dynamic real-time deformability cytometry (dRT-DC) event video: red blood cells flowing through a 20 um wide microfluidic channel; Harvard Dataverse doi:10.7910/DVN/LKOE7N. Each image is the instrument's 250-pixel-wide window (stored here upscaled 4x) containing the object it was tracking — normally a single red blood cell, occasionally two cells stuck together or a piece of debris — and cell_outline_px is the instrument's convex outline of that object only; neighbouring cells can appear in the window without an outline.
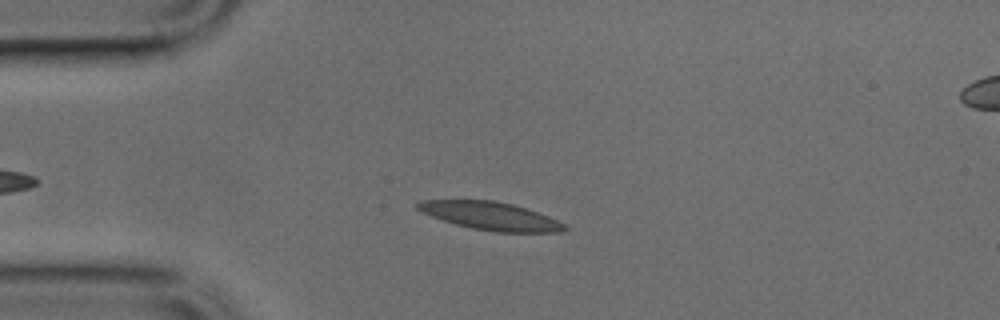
{"species": "common noctule bat (a hibernating species)", "species_latin": "Nyctalus noctula", "temperature_condition": "cold", "stored_images_in_passage": 40, "camera_frame_rate_fps": 3000, "um_per_image_px": 0.085, "animal": {"sex": "male", "body_mass_g": 17.9, "forearm_length_mm": 54.2}, "frame": {"image": 1, "passage_image": 11, "time_ms": 3.333, "image_size_px": [1000, 320], "cell_outline_px": [[568, 228], [560, 232], [496, 232], [472, 228], [456, 224], [420, 212], [416, 208], [416, 204], [424, 200], [492, 200], [512, 204], [548, 216], [564, 224]], "centroid_in_image_um": [41.68, 18.36], "position_along_channel_um": 43.3, "area_um2": 23.64}}
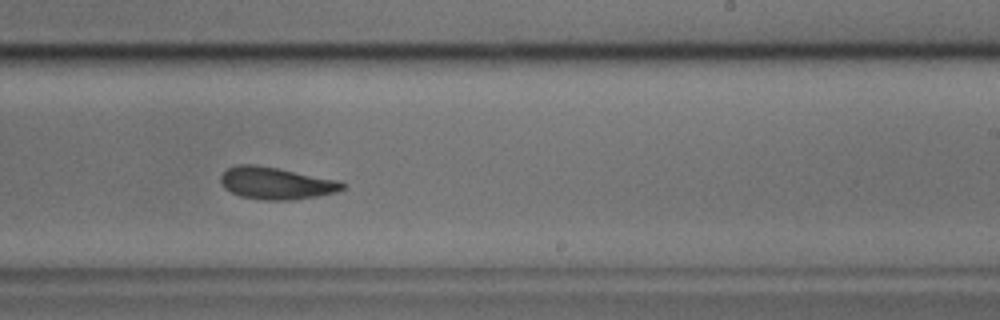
{"frame": {"image": 2, "passage_image": 29, "time_ms": 9.333, "image_size_px": [1000, 320], "cell_outline_px": [[348, 184], [344, 188], [336, 192], [316, 196], [292, 200], [260, 200], [240, 196], [224, 188], [220, 180], [220, 176], [228, 168], [236, 164], [256, 164], [340, 180]], "centroid_in_image_um": [23.48, 15.57], "position_along_channel_um": 265.5, "area_um2": 22.95}}
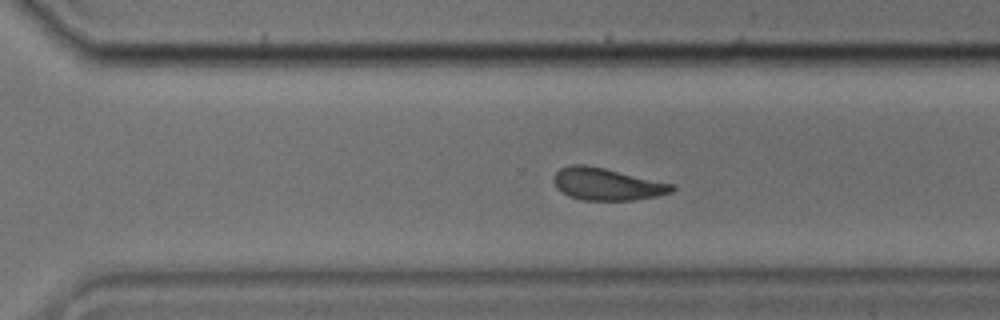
{"frame": {"image": 3, "passage_image": 33, "time_ms": 10.667, "image_size_px": [1000, 320], "cell_outline_px": [[676, 188], [672, 192], [656, 196], [632, 200], [584, 200], [568, 196], [556, 188], [552, 180], [552, 176], [560, 168], [568, 164], [584, 164], [604, 168], [676, 184]], "centroid_in_image_um": [51.57, 15.64], "position_along_channel_um": 319.0, "area_um2": 22.43}}